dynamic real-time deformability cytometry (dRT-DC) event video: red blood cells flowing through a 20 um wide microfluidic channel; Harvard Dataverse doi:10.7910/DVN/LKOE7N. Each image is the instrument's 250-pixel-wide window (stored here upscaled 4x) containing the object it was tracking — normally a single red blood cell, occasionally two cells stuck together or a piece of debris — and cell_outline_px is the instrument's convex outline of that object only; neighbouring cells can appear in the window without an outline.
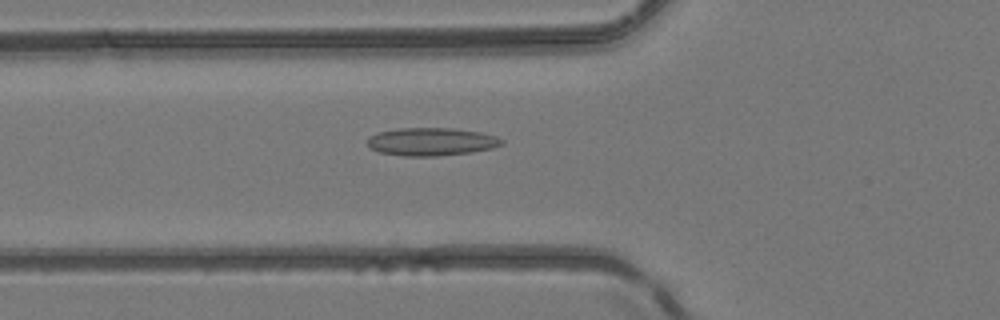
{"species": "common noctule bat (a hibernating species)", "species_latin": "Nyctalus noctula", "temperature_condition": "room temperature", "stored_images_in_passage": 51, "camera_frame_rate_fps": 3000, "um_per_image_px": 0.085, "animal": {"sex": "female", "body_mass_g": 24.6, "forearm_length_mm": 56.2}, "frame": {"image": 1, "passage_image": 19, "time_ms": 6.0, "image_size_px": [1000, 320], "cell_outline_px": [[504, 144], [492, 148], [472, 152], [436, 156], [404, 156], [380, 152], [368, 148], [368, 136], [376, 132], [396, 128], [452, 128], [480, 132], [496, 136], [504, 140]], "centroid_in_image_um": [36.64, 12.04], "position_along_channel_um": 89.2, "area_um2": 22.08}}
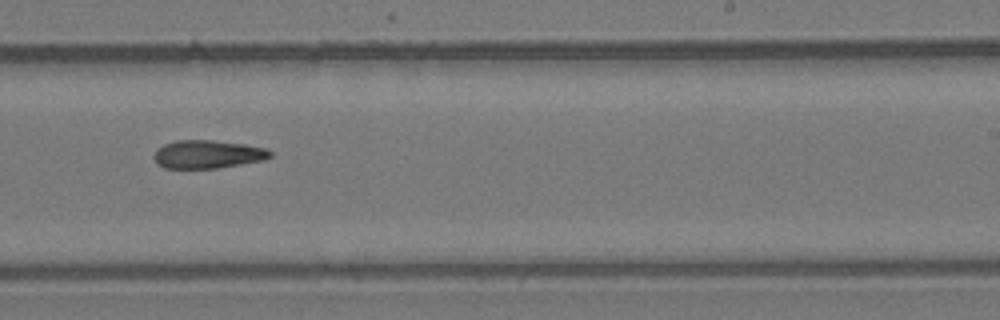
{"frame": {"image": 2, "passage_image": 32, "time_ms": 10.333, "image_size_px": [1000, 320], "cell_outline_px": [[272, 156], [264, 160], [216, 168], [164, 168], [156, 164], [156, 152], [164, 144], [176, 140], [212, 140], [244, 144], [268, 148], [272, 152]], "centroid_in_image_um": [17.7, 13.11], "position_along_channel_um": 271.3, "area_um2": 18.96}}
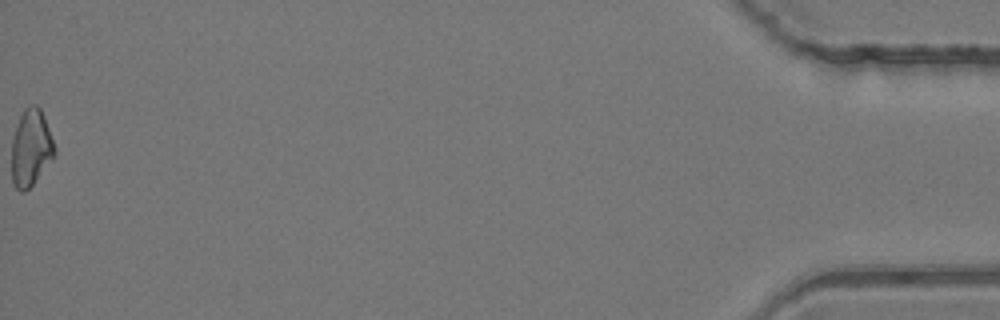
{"frame": {"image": 3, "passage_image": 51, "time_ms": 16.667, "image_size_px": [1000, 320], "cell_outline_px": [[56, 152], [32, 184], [24, 192], [20, 192], [12, 184], [12, 140], [20, 116], [24, 108], [28, 104], [36, 104], [40, 108], [44, 116], [56, 148]], "centroid_in_image_um": [2.61, 12.54], "position_along_channel_um": 432.6, "area_um2": 18.96}}